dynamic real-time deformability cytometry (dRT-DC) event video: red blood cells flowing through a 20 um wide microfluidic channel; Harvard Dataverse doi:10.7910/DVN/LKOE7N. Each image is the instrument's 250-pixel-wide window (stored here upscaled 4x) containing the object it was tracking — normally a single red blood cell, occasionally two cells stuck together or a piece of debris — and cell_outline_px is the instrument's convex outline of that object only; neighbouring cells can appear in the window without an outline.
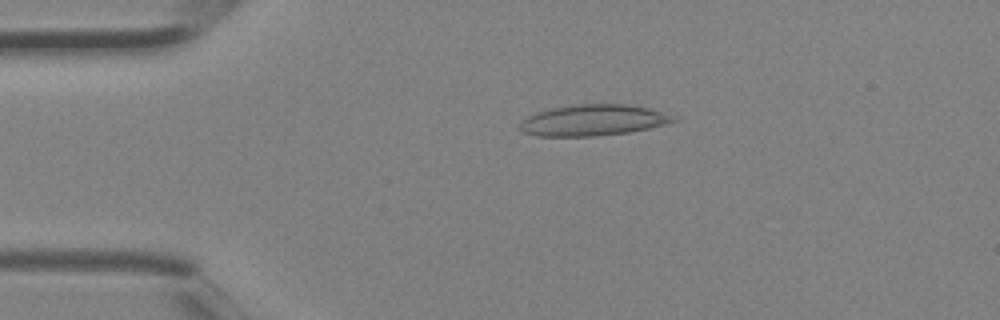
{"species": "Egyptian fruit bat (a non-hibernating species)", "species_latin": "Rousettus aegyptiacus", "temperature_condition": "room temperature", "stored_images_in_passage": 2, "camera_frame_rate_fps": 3000, "um_per_image_px": 0.085, "animal": {"sex": "female"}, "frame": {"image": 1, "passage_image": 1, "time_ms": 0.0, "image_size_px": [1000, 320], "cell_outline_px": [[680, 120], [648, 128], [628, 132], [596, 136], [536, 136], [524, 132], [520, 128], [520, 124], [528, 116], [536, 112], [552, 108], [576, 104], [628, 104], [648, 108], [676, 116]], "centroid_in_image_um": [50.44, 10.21], "position_along_channel_um": 34.6, "area_um2": 27.69}}